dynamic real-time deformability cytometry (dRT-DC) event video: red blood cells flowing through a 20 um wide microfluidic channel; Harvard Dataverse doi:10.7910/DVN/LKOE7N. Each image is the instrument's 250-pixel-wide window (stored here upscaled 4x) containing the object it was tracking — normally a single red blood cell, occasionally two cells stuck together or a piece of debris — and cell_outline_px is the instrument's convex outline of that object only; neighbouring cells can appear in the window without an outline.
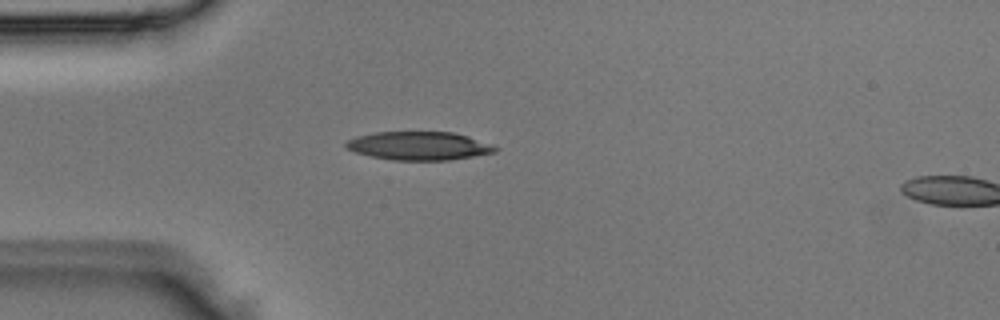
{"species": "Egyptian fruit bat (a non-hibernating species)", "species_latin": "Rousettus aegyptiacus", "temperature_condition": "room temperature", "stored_images_in_passage": 2, "segment_of_instrument_passage": [1, 2], "camera_frame_rate_fps": 3000, "um_per_image_px": 0.085, "animal": {"sex": "male"}, "frame": {"image": 1, "passage_image": 1, "time_ms": 0.0, "image_size_px": [1000, 320], "cell_outline_px": [[500, 148], [496, 152], [448, 160], [392, 160], [372, 156], [356, 152], [348, 148], [344, 144], [348, 140], [356, 136], [376, 132], [452, 132], [468, 136]], "centroid_in_image_um": [35.61, 12.39], "position_along_channel_um": 49.4, "area_um2": 24.45}}